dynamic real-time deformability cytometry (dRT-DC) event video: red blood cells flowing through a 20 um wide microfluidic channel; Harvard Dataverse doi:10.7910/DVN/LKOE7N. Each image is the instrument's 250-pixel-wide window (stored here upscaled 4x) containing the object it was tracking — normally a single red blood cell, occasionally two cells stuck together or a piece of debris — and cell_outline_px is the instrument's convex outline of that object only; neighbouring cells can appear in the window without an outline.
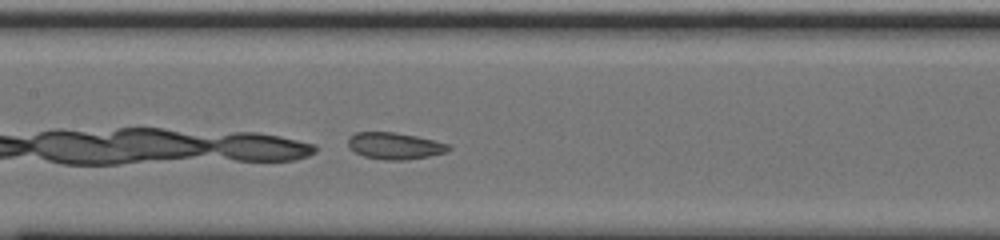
{"species": "common noctule bat (a hibernating species)", "species_latin": "Nyctalus noctula", "temperature_condition": "cold", "stored_images_in_passage": 30, "camera_frame_rate_fps": 3000, "um_per_image_px": 0.085, "animal": {"sex": "male", "body_mass_g": 20.0, "forearm_length_mm": 53.3}, "frame": {"image": 1, "passage_image": 9, "time_ms": 2.667, "image_size_px": [1000, 240], "cell_outline_px": [[452, 148], [448, 152], [428, 156], [404, 160], [384, 160], [364, 156], [348, 148], [348, 136], [356, 132], [396, 132], [416, 136], [452, 144]], "centroid_in_image_um": [33.58, 12.39], "position_along_channel_um": 173.8, "area_um2": 15.84}}
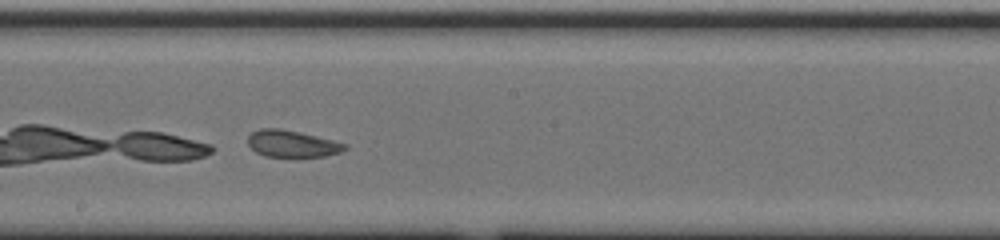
{"frame": {"image": 2, "passage_image": 13, "time_ms": 4.0, "image_size_px": [1000, 240], "cell_outline_px": [[348, 148], [340, 152], [324, 156], [268, 156], [256, 152], [248, 144], [248, 136], [252, 132], [260, 128], [280, 128], [300, 132], [348, 144]], "centroid_in_image_um": [24.83, 12.2], "position_along_channel_um": 223.4, "area_um2": 14.97}}